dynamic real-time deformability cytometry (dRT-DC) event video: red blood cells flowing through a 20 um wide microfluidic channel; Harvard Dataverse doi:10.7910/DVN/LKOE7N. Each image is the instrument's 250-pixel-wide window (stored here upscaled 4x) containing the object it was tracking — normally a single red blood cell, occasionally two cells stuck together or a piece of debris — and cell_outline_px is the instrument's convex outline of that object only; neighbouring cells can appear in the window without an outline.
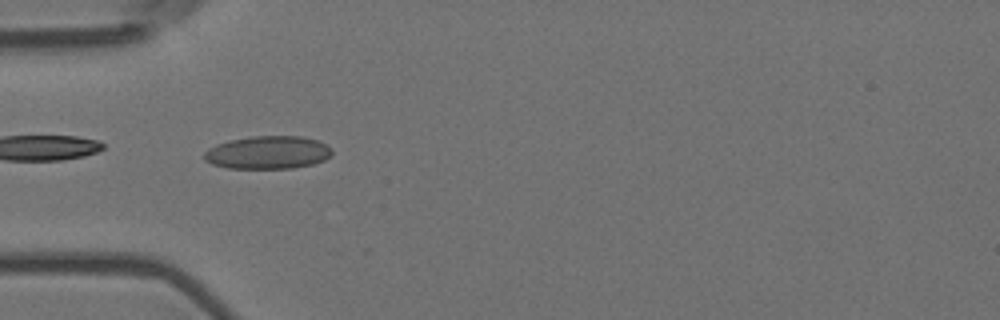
{"species": "Egyptian fruit bat (a non-hibernating species)", "species_latin": "Rousettus aegyptiacus", "temperature_condition": "room temperature", "stored_images_in_passage": 20, "camera_frame_rate_fps": 3000, "um_per_image_px": 0.085, "animal": {"sex": "female"}, "frame": {"image": 1, "passage_image": 16, "time_ms": 5.0, "image_size_px": [1000, 320], "cell_outline_px": [[332, 156], [324, 160], [312, 164], [292, 168], [228, 168], [212, 164], [204, 160], [204, 152], [208, 148], [216, 144], [228, 140], [252, 136], [300, 136], [316, 140], [332, 148]], "centroid_in_image_um": [22.75, 12.96], "position_along_channel_um": 62.3, "area_um2": 24.62}}